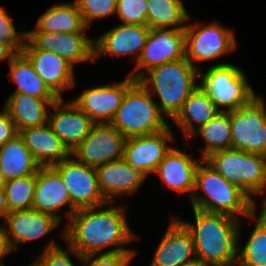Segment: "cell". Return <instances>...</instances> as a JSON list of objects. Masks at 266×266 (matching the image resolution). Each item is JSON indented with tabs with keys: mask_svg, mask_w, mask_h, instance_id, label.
<instances>
[{
	"mask_svg": "<svg viewBox=\"0 0 266 266\" xmlns=\"http://www.w3.org/2000/svg\"><path fill=\"white\" fill-rule=\"evenodd\" d=\"M114 204L108 202L97 207L78 209L66 223L65 229L61 230V238L81 256L103 251H135L125 247L138 239L128 224L126 207H116Z\"/></svg>",
	"mask_w": 266,
	"mask_h": 266,
	"instance_id": "obj_1",
	"label": "cell"
},
{
	"mask_svg": "<svg viewBox=\"0 0 266 266\" xmlns=\"http://www.w3.org/2000/svg\"><path fill=\"white\" fill-rule=\"evenodd\" d=\"M192 209L194 223L177 218L191 233L196 258L211 266H235L243 219Z\"/></svg>",
	"mask_w": 266,
	"mask_h": 266,
	"instance_id": "obj_2",
	"label": "cell"
},
{
	"mask_svg": "<svg viewBox=\"0 0 266 266\" xmlns=\"http://www.w3.org/2000/svg\"><path fill=\"white\" fill-rule=\"evenodd\" d=\"M198 190H202V193H198ZM190 201L194 208L211 213H222L240 220L241 216L247 219L256 211V202L253 198L240 187L226 180L203 159L196 169L194 190Z\"/></svg>",
	"mask_w": 266,
	"mask_h": 266,
	"instance_id": "obj_3",
	"label": "cell"
},
{
	"mask_svg": "<svg viewBox=\"0 0 266 266\" xmlns=\"http://www.w3.org/2000/svg\"><path fill=\"white\" fill-rule=\"evenodd\" d=\"M198 78L199 68L183 58L151 69L138 82L152 97L158 96L156 103L160 111L171 120L199 86Z\"/></svg>",
	"mask_w": 266,
	"mask_h": 266,
	"instance_id": "obj_4",
	"label": "cell"
},
{
	"mask_svg": "<svg viewBox=\"0 0 266 266\" xmlns=\"http://www.w3.org/2000/svg\"><path fill=\"white\" fill-rule=\"evenodd\" d=\"M166 116L150 93L136 81L125 93L110 124L125 138L149 135L167 129Z\"/></svg>",
	"mask_w": 266,
	"mask_h": 266,
	"instance_id": "obj_5",
	"label": "cell"
},
{
	"mask_svg": "<svg viewBox=\"0 0 266 266\" xmlns=\"http://www.w3.org/2000/svg\"><path fill=\"white\" fill-rule=\"evenodd\" d=\"M199 69V86L222 112H229L248 104L257 94L249 84L245 72L230 63H216L202 73Z\"/></svg>",
	"mask_w": 266,
	"mask_h": 266,
	"instance_id": "obj_6",
	"label": "cell"
},
{
	"mask_svg": "<svg viewBox=\"0 0 266 266\" xmlns=\"http://www.w3.org/2000/svg\"><path fill=\"white\" fill-rule=\"evenodd\" d=\"M230 183L251 198L266 190V156L229 148L211 153L204 159Z\"/></svg>",
	"mask_w": 266,
	"mask_h": 266,
	"instance_id": "obj_7",
	"label": "cell"
},
{
	"mask_svg": "<svg viewBox=\"0 0 266 266\" xmlns=\"http://www.w3.org/2000/svg\"><path fill=\"white\" fill-rule=\"evenodd\" d=\"M185 29V58L194 66L195 63L218 60L223 55L233 52L237 47L233 30L217 21L208 24L190 23Z\"/></svg>",
	"mask_w": 266,
	"mask_h": 266,
	"instance_id": "obj_8",
	"label": "cell"
},
{
	"mask_svg": "<svg viewBox=\"0 0 266 266\" xmlns=\"http://www.w3.org/2000/svg\"><path fill=\"white\" fill-rule=\"evenodd\" d=\"M232 148L266 156V103L257 95L248 104L229 111Z\"/></svg>",
	"mask_w": 266,
	"mask_h": 266,
	"instance_id": "obj_9",
	"label": "cell"
},
{
	"mask_svg": "<svg viewBox=\"0 0 266 266\" xmlns=\"http://www.w3.org/2000/svg\"><path fill=\"white\" fill-rule=\"evenodd\" d=\"M185 58V29L151 28L142 54L130 76L138 81L145 73L164 63Z\"/></svg>",
	"mask_w": 266,
	"mask_h": 266,
	"instance_id": "obj_10",
	"label": "cell"
},
{
	"mask_svg": "<svg viewBox=\"0 0 266 266\" xmlns=\"http://www.w3.org/2000/svg\"><path fill=\"white\" fill-rule=\"evenodd\" d=\"M52 167L60 174L77 210L108 203L100 192L95 167L77 161L72 155Z\"/></svg>",
	"mask_w": 266,
	"mask_h": 266,
	"instance_id": "obj_11",
	"label": "cell"
},
{
	"mask_svg": "<svg viewBox=\"0 0 266 266\" xmlns=\"http://www.w3.org/2000/svg\"><path fill=\"white\" fill-rule=\"evenodd\" d=\"M126 138L110 123L94 124L88 136L71 152L92 167L123 158Z\"/></svg>",
	"mask_w": 266,
	"mask_h": 266,
	"instance_id": "obj_12",
	"label": "cell"
},
{
	"mask_svg": "<svg viewBox=\"0 0 266 266\" xmlns=\"http://www.w3.org/2000/svg\"><path fill=\"white\" fill-rule=\"evenodd\" d=\"M136 82L130 75L125 80L85 89L71 100L95 124L110 123L122 104L126 91Z\"/></svg>",
	"mask_w": 266,
	"mask_h": 266,
	"instance_id": "obj_13",
	"label": "cell"
},
{
	"mask_svg": "<svg viewBox=\"0 0 266 266\" xmlns=\"http://www.w3.org/2000/svg\"><path fill=\"white\" fill-rule=\"evenodd\" d=\"M171 126L157 133L126 138L123 159L134 169L148 177L154 173L159 163L172 146L167 142L175 141Z\"/></svg>",
	"mask_w": 266,
	"mask_h": 266,
	"instance_id": "obj_14",
	"label": "cell"
},
{
	"mask_svg": "<svg viewBox=\"0 0 266 266\" xmlns=\"http://www.w3.org/2000/svg\"><path fill=\"white\" fill-rule=\"evenodd\" d=\"M26 38L40 50L53 52L75 67L94 62V39L85 33L26 32Z\"/></svg>",
	"mask_w": 266,
	"mask_h": 266,
	"instance_id": "obj_15",
	"label": "cell"
},
{
	"mask_svg": "<svg viewBox=\"0 0 266 266\" xmlns=\"http://www.w3.org/2000/svg\"><path fill=\"white\" fill-rule=\"evenodd\" d=\"M22 52L31 61L38 76L58 98H63V92L75 86L74 67L64 58L53 52L37 49L27 38Z\"/></svg>",
	"mask_w": 266,
	"mask_h": 266,
	"instance_id": "obj_16",
	"label": "cell"
},
{
	"mask_svg": "<svg viewBox=\"0 0 266 266\" xmlns=\"http://www.w3.org/2000/svg\"><path fill=\"white\" fill-rule=\"evenodd\" d=\"M151 28L147 25L119 23L94 40V62L103 54L133 56L138 61Z\"/></svg>",
	"mask_w": 266,
	"mask_h": 266,
	"instance_id": "obj_17",
	"label": "cell"
},
{
	"mask_svg": "<svg viewBox=\"0 0 266 266\" xmlns=\"http://www.w3.org/2000/svg\"><path fill=\"white\" fill-rule=\"evenodd\" d=\"M50 108L48 124L72 152L88 136L95 123L72 101L64 104L63 98H59Z\"/></svg>",
	"mask_w": 266,
	"mask_h": 266,
	"instance_id": "obj_18",
	"label": "cell"
},
{
	"mask_svg": "<svg viewBox=\"0 0 266 266\" xmlns=\"http://www.w3.org/2000/svg\"><path fill=\"white\" fill-rule=\"evenodd\" d=\"M68 206L66 216L68 220L77 211L73 206L60 174L51 167H40L36 173V184L32 209L51 214L63 220L58 211L64 206Z\"/></svg>",
	"mask_w": 266,
	"mask_h": 266,
	"instance_id": "obj_19",
	"label": "cell"
},
{
	"mask_svg": "<svg viewBox=\"0 0 266 266\" xmlns=\"http://www.w3.org/2000/svg\"><path fill=\"white\" fill-rule=\"evenodd\" d=\"M3 222L2 226L6 230L14 251L18 249L20 243L46 237L61 223L55 216L33 209L9 212Z\"/></svg>",
	"mask_w": 266,
	"mask_h": 266,
	"instance_id": "obj_20",
	"label": "cell"
},
{
	"mask_svg": "<svg viewBox=\"0 0 266 266\" xmlns=\"http://www.w3.org/2000/svg\"><path fill=\"white\" fill-rule=\"evenodd\" d=\"M154 253L151 266H179L196 258L191 233L177 216H171Z\"/></svg>",
	"mask_w": 266,
	"mask_h": 266,
	"instance_id": "obj_21",
	"label": "cell"
},
{
	"mask_svg": "<svg viewBox=\"0 0 266 266\" xmlns=\"http://www.w3.org/2000/svg\"><path fill=\"white\" fill-rule=\"evenodd\" d=\"M96 171L100 192L107 202H115L121 195L135 194L146 180V176L123 158L99 165Z\"/></svg>",
	"mask_w": 266,
	"mask_h": 266,
	"instance_id": "obj_22",
	"label": "cell"
},
{
	"mask_svg": "<svg viewBox=\"0 0 266 266\" xmlns=\"http://www.w3.org/2000/svg\"><path fill=\"white\" fill-rule=\"evenodd\" d=\"M201 160L202 158L193 159L184 151L172 147L154 173L159 174L164 186L179 194L186 193L191 198L196 169Z\"/></svg>",
	"mask_w": 266,
	"mask_h": 266,
	"instance_id": "obj_23",
	"label": "cell"
},
{
	"mask_svg": "<svg viewBox=\"0 0 266 266\" xmlns=\"http://www.w3.org/2000/svg\"><path fill=\"white\" fill-rule=\"evenodd\" d=\"M40 167H51L71 156L51 126L28 127L18 132Z\"/></svg>",
	"mask_w": 266,
	"mask_h": 266,
	"instance_id": "obj_24",
	"label": "cell"
},
{
	"mask_svg": "<svg viewBox=\"0 0 266 266\" xmlns=\"http://www.w3.org/2000/svg\"><path fill=\"white\" fill-rule=\"evenodd\" d=\"M57 100L36 98L23 93H12L6 100L4 108L10 114L19 132L28 127L47 124L49 109Z\"/></svg>",
	"mask_w": 266,
	"mask_h": 266,
	"instance_id": "obj_25",
	"label": "cell"
},
{
	"mask_svg": "<svg viewBox=\"0 0 266 266\" xmlns=\"http://www.w3.org/2000/svg\"><path fill=\"white\" fill-rule=\"evenodd\" d=\"M219 112L208 94L198 86L190 93L181 110L172 121L187 139Z\"/></svg>",
	"mask_w": 266,
	"mask_h": 266,
	"instance_id": "obj_26",
	"label": "cell"
},
{
	"mask_svg": "<svg viewBox=\"0 0 266 266\" xmlns=\"http://www.w3.org/2000/svg\"><path fill=\"white\" fill-rule=\"evenodd\" d=\"M86 25L76 2H60L41 14L34 30L26 32L85 33Z\"/></svg>",
	"mask_w": 266,
	"mask_h": 266,
	"instance_id": "obj_27",
	"label": "cell"
},
{
	"mask_svg": "<svg viewBox=\"0 0 266 266\" xmlns=\"http://www.w3.org/2000/svg\"><path fill=\"white\" fill-rule=\"evenodd\" d=\"M39 168L19 134L0 147V172L7 181L36 174Z\"/></svg>",
	"mask_w": 266,
	"mask_h": 266,
	"instance_id": "obj_28",
	"label": "cell"
},
{
	"mask_svg": "<svg viewBox=\"0 0 266 266\" xmlns=\"http://www.w3.org/2000/svg\"><path fill=\"white\" fill-rule=\"evenodd\" d=\"M8 76L17 88L12 93H23L42 99H59L36 73L33 64L23 53H17L9 62Z\"/></svg>",
	"mask_w": 266,
	"mask_h": 266,
	"instance_id": "obj_29",
	"label": "cell"
},
{
	"mask_svg": "<svg viewBox=\"0 0 266 266\" xmlns=\"http://www.w3.org/2000/svg\"><path fill=\"white\" fill-rule=\"evenodd\" d=\"M146 25L150 28L184 29L190 15L182 0H147Z\"/></svg>",
	"mask_w": 266,
	"mask_h": 266,
	"instance_id": "obj_30",
	"label": "cell"
},
{
	"mask_svg": "<svg viewBox=\"0 0 266 266\" xmlns=\"http://www.w3.org/2000/svg\"><path fill=\"white\" fill-rule=\"evenodd\" d=\"M191 136H199L205 143L201 152L203 160L213 152L232 148V128L229 112L220 111Z\"/></svg>",
	"mask_w": 266,
	"mask_h": 266,
	"instance_id": "obj_31",
	"label": "cell"
},
{
	"mask_svg": "<svg viewBox=\"0 0 266 266\" xmlns=\"http://www.w3.org/2000/svg\"><path fill=\"white\" fill-rule=\"evenodd\" d=\"M254 211L249 218L255 221V226L245 245L240 248L238 241L237 266H266V217Z\"/></svg>",
	"mask_w": 266,
	"mask_h": 266,
	"instance_id": "obj_32",
	"label": "cell"
},
{
	"mask_svg": "<svg viewBox=\"0 0 266 266\" xmlns=\"http://www.w3.org/2000/svg\"><path fill=\"white\" fill-rule=\"evenodd\" d=\"M36 174L10 179L4 187L8 204V213L30 210L33 206Z\"/></svg>",
	"mask_w": 266,
	"mask_h": 266,
	"instance_id": "obj_33",
	"label": "cell"
},
{
	"mask_svg": "<svg viewBox=\"0 0 266 266\" xmlns=\"http://www.w3.org/2000/svg\"><path fill=\"white\" fill-rule=\"evenodd\" d=\"M67 247L68 250H64L53 239L28 266H75L69 256L74 255L78 259L82 256L69 244Z\"/></svg>",
	"mask_w": 266,
	"mask_h": 266,
	"instance_id": "obj_34",
	"label": "cell"
},
{
	"mask_svg": "<svg viewBox=\"0 0 266 266\" xmlns=\"http://www.w3.org/2000/svg\"><path fill=\"white\" fill-rule=\"evenodd\" d=\"M87 28L96 19L116 15L117 0H74Z\"/></svg>",
	"mask_w": 266,
	"mask_h": 266,
	"instance_id": "obj_35",
	"label": "cell"
},
{
	"mask_svg": "<svg viewBox=\"0 0 266 266\" xmlns=\"http://www.w3.org/2000/svg\"><path fill=\"white\" fill-rule=\"evenodd\" d=\"M147 0H117L116 15L121 23L146 25Z\"/></svg>",
	"mask_w": 266,
	"mask_h": 266,
	"instance_id": "obj_36",
	"label": "cell"
},
{
	"mask_svg": "<svg viewBox=\"0 0 266 266\" xmlns=\"http://www.w3.org/2000/svg\"><path fill=\"white\" fill-rule=\"evenodd\" d=\"M136 251H116L83 255L80 262L86 266H128Z\"/></svg>",
	"mask_w": 266,
	"mask_h": 266,
	"instance_id": "obj_37",
	"label": "cell"
},
{
	"mask_svg": "<svg viewBox=\"0 0 266 266\" xmlns=\"http://www.w3.org/2000/svg\"><path fill=\"white\" fill-rule=\"evenodd\" d=\"M26 31L18 32L12 18L6 10L0 6V41L7 43L16 53L22 52Z\"/></svg>",
	"mask_w": 266,
	"mask_h": 266,
	"instance_id": "obj_38",
	"label": "cell"
},
{
	"mask_svg": "<svg viewBox=\"0 0 266 266\" xmlns=\"http://www.w3.org/2000/svg\"><path fill=\"white\" fill-rule=\"evenodd\" d=\"M18 134L14 121L11 119L10 114L4 108L0 111V147L7 141L13 139Z\"/></svg>",
	"mask_w": 266,
	"mask_h": 266,
	"instance_id": "obj_39",
	"label": "cell"
},
{
	"mask_svg": "<svg viewBox=\"0 0 266 266\" xmlns=\"http://www.w3.org/2000/svg\"><path fill=\"white\" fill-rule=\"evenodd\" d=\"M13 251L14 249L10 243L9 237L7 236L6 230L2 224H0V266H5V263L3 262L5 256Z\"/></svg>",
	"mask_w": 266,
	"mask_h": 266,
	"instance_id": "obj_40",
	"label": "cell"
},
{
	"mask_svg": "<svg viewBox=\"0 0 266 266\" xmlns=\"http://www.w3.org/2000/svg\"><path fill=\"white\" fill-rule=\"evenodd\" d=\"M17 53L7 44L0 41V62L8 59L10 62Z\"/></svg>",
	"mask_w": 266,
	"mask_h": 266,
	"instance_id": "obj_41",
	"label": "cell"
},
{
	"mask_svg": "<svg viewBox=\"0 0 266 266\" xmlns=\"http://www.w3.org/2000/svg\"><path fill=\"white\" fill-rule=\"evenodd\" d=\"M7 214H8V204H7L5 189L0 188V218L4 219V217Z\"/></svg>",
	"mask_w": 266,
	"mask_h": 266,
	"instance_id": "obj_42",
	"label": "cell"
},
{
	"mask_svg": "<svg viewBox=\"0 0 266 266\" xmlns=\"http://www.w3.org/2000/svg\"><path fill=\"white\" fill-rule=\"evenodd\" d=\"M179 266H211V265L201 261L198 258H195V259H193V260H191L189 262H186L184 264H181Z\"/></svg>",
	"mask_w": 266,
	"mask_h": 266,
	"instance_id": "obj_43",
	"label": "cell"
},
{
	"mask_svg": "<svg viewBox=\"0 0 266 266\" xmlns=\"http://www.w3.org/2000/svg\"><path fill=\"white\" fill-rule=\"evenodd\" d=\"M265 195L264 196V201H263V204H262V208H261V212L259 214H261L262 216H265L266 217V190H265Z\"/></svg>",
	"mask_w": 266,
	"mask_h": 266,
	"instance_id": "obj_44",
	"label": "cell"
},
{
	"mask_svg": "<svg viewBox=\"0 0 266 266\" xmlns=\"http://www.w3.org/2000/svg\"><path fill=\"white\" fill-rule=\"evenodd\" d=\"M7 180L5 179L4 175L0 172V188H4L6 185Z\"/></svg>",
	"mask_w": 266,
	"mask_h": 266,
	"instance_id": "obj_45",
	"label": "cell"
}]
</instances>
